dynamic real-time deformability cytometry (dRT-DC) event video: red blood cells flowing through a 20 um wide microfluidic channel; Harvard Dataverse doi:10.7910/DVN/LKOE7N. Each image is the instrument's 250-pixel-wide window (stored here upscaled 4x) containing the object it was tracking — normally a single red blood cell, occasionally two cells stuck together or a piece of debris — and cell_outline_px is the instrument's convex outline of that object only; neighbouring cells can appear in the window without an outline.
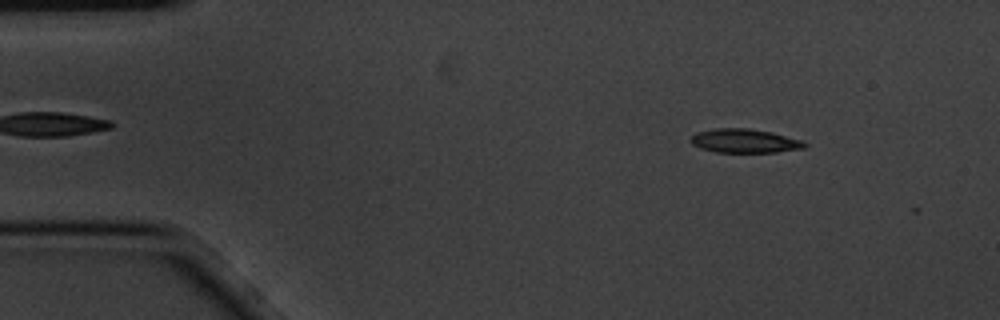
{"species": "common noctule bat (a hibernating species)", "species_latin": "Nyctalus noctula", "temperature_condition": "cold", "stored_images_in_passage": 7, "camera_frame_rate_fps": 3000, "um_per_image_px": 0.085, "animal": {"sex": "male", "body_mass_g": 20.1, "forearm_length_mm": 53.5}, "frame": {"image": 1, "passage_image": 2, "time_ms": 0.333, "image_size_px": [1000, 320], "cell_outline_px": [[808, 144], [804, 148], [776, 152], [716, 152], [700, 148], [692, 144], [688, 140], [696, 132], [716, 128], [748, 128], [772, 132], [804, 140]], "centroid_in_image_um": [63.3, 11.97], "position_along_channel_um": 21.7, "area_um2": 16.01}}
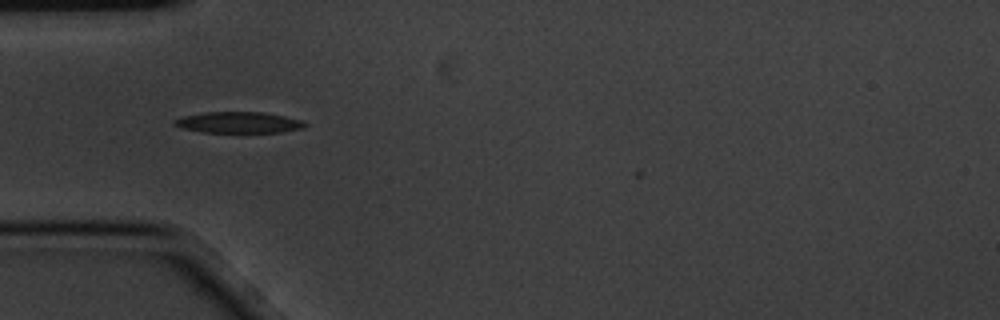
{"frame": {"image": 2, "passage_image": 5, "time_ms": 1.333, "image_size_px": [1000, 320], "cell_outline_px": [[308, 124], [304, 128], [280, 132], [204, 132], [184, 128], [172, 124], [172, 120], [184, 116], [208, 112], [264, 112], [304, 120]], "centroid_in_image_um": [20.33, 10.4], "position_along_channel_um": 64.7, "area_um2": 16.01}}
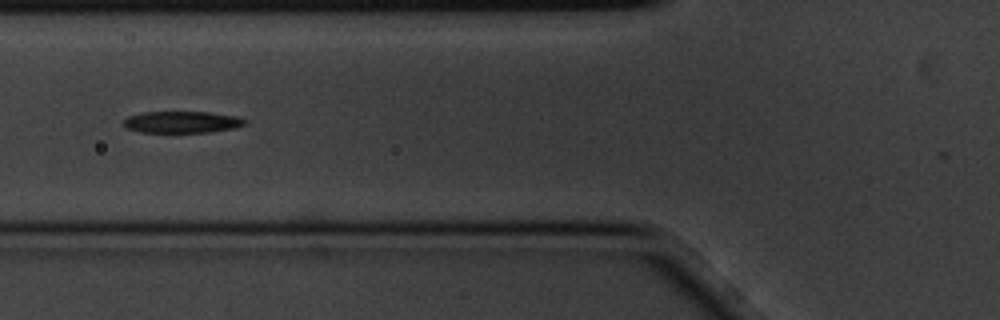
{"frame": {"image": 3, "passage_image": 6, "time_ms": 1.667, "image_size_px": [1000, 320], "cell_outline_px": [[248, 124], [232, 128], [212, 132], [140, 132], [124, 128], [120, 124], [128, 116], [144, 112], [208, 112], [240, 116], [248, 120]], "centroid_in_image_um": [15.48, 10.37], "position_along_channel_um": 110.3, "area_um2": 15.61}}